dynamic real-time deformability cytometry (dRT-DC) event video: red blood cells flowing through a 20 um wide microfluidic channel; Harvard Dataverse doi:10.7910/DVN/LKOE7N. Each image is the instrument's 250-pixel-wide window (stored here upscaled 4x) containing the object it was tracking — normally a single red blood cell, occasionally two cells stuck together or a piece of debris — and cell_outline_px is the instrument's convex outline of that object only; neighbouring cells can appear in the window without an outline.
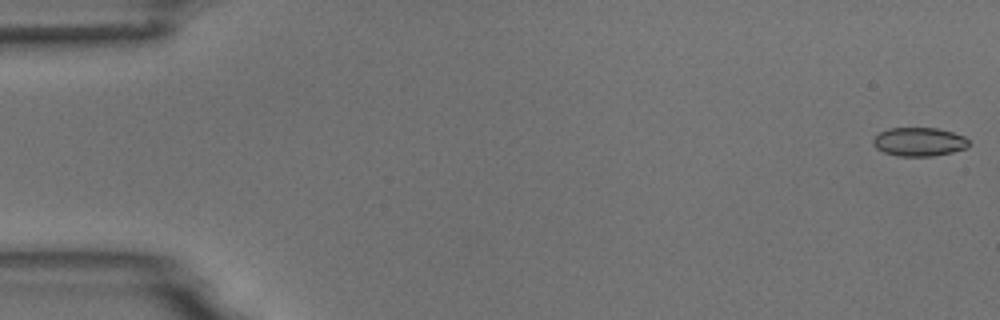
{"species": "common noctule bat (a hibernating species)", "species_latin": "Nyctalus noctula", "temperature_condition": "room temperature", "stored_images_in_passage": 6, "camera_frame_rate_fps": 3000, "um_per_image_px": 0.085, "animal": {"sex": "male", "body_mass_g": 18.8}, "frame": {"image": 1, "passage_image": 1, "time_ms": 0.0, "image_size_px": [1000, 320], "cell_outline_px": [[968, 144], [964, 148], [952, 152], [932, 156], [900, 156], [884, 152], [876, 148], [872, 144], [872, 140], [880, 132], [888, 128], [936, 128], [952, 132], [964, 136], [968, 140]], "centroid_in_image_um": [78.09, 12.05], "position_along_channel_um": 6.9, "area_um2": 15.84}}
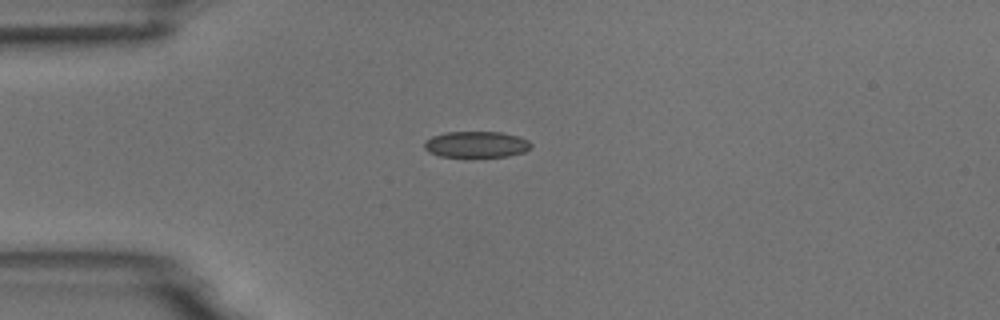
{"frame": {"image": 2, "passage_image": 4, "time_ms": 4.333, "image_size_px": [1000, 320], "cell_outline_px": [[532, 144], [524, 152], [508, 156], [440, 156], [428, 152], [424, 148], [424, 140], [432, 136], [444, 132], [500, 132], [516, 136], [528, 140]], "centroid_in_image_um": [40.44, 12.26], "position_along_channel_um": 44.6, "area_um2": 16.13}}
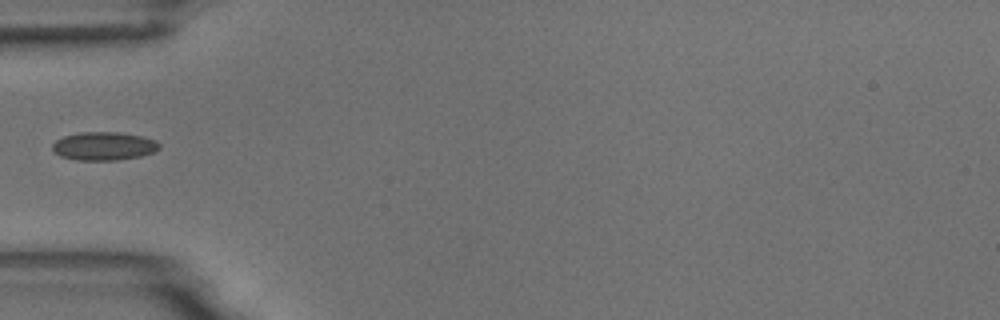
{"frame": {"image": 3, "passage_image": 5, "time_ms": 5.667, "image_size_px": [1000, 320], "cell_outline_px": [[160, 148], [152, 152], [140, 156], [116, 160], [76, 160], [60, 156], [52, 152], [52, 144], [56, 140], [64, 136], [80, 132], [120, 132], [144, 136], [156, 140], [160, 144]], "centroid_in_image_um": [8.81, 12.41], "position_along_channel_um": 76.2, "area_um2": 17.8}}